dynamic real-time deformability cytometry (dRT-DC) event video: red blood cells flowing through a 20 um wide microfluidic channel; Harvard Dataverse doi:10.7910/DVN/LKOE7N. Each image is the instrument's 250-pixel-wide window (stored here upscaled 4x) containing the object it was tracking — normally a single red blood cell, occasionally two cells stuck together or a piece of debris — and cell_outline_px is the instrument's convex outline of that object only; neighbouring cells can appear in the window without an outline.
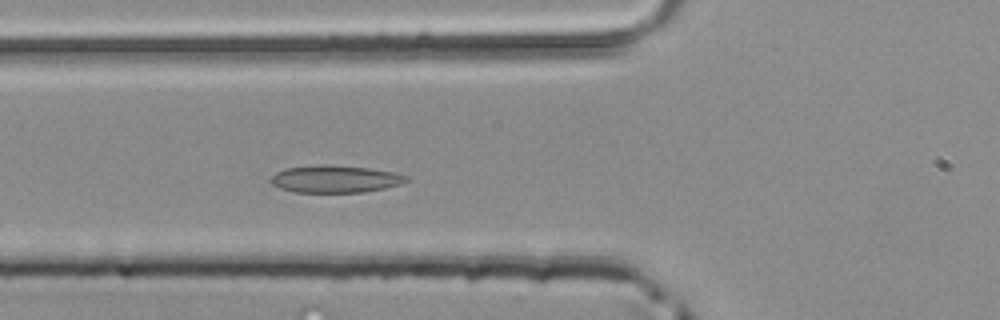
{"species": "common noctule bat (a hibernating species)", "species_latin": "Nyctalus noctula", "temperature_condition": "room temperature", "stored_images_in_passage": 35, "segment_of_instrument_passage": [1, 2], "camera_frame_rate_fps": 3000, "um_per_image_px": 0.085, "animal": {"sex": "male", "body_mass_g": 20.4}, "frame": {"image": 1, "passage_image": 3, "time_ms": 0.667, "image_size_px": [1000, 320], "cell_outline_px": [[408, 180], [400, 184], [384, 188], [364, 192], [296, 192], [280, 188], [272, 184], [268, 180], [276, 172], [284, 168], [368, 168], [396, 172], [408, 176]], "centroid_in_image_um": [28.52, 15.27], "position_along_channel_um": 97.3, "area_um2": 20.35}}
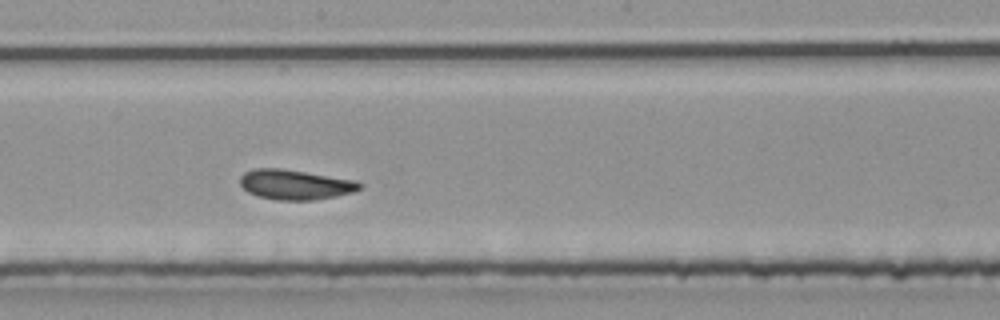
{"frame": {"image": 2, "passage_image": 12, "time_ms": 3.667, "image_size_px": [1000, 320], "cell_outline_px": [[364, 188], [352, 192], [336, 196], [312, 200], [276, 200], [256, 196], [248, 192], [240, 184], [240, 176], [244, 172], [252, 168], [280, 168], [352, 180], [364, 184]], "centroid_in_image_um": [25.05, 15.69], "position_along_channel_um": 223.1, "area_um2": 20.81}}
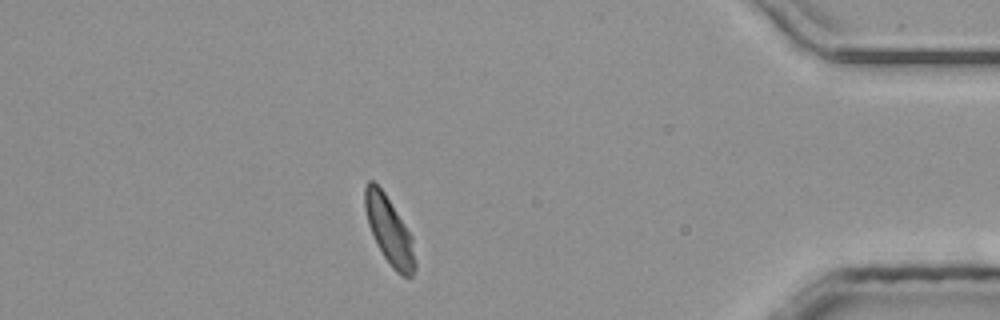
{"frame": {"image": 3, "passage_image": 28, "time_ms": 9.0, "image_size_px": [1000, 320], "cell_outline_px": [[416, 268], [412, 276], [400, 276], [392, 268], [384, 256], [368, 224], [364, 208], [364, 188], [368, 180], [372, 180], [384, 192], [412, 236], [416, 260]], "centroid_in_image_um": [33.1, 19.61], "position_along_channel_um": 402.1, "area_um2": 19.54}}